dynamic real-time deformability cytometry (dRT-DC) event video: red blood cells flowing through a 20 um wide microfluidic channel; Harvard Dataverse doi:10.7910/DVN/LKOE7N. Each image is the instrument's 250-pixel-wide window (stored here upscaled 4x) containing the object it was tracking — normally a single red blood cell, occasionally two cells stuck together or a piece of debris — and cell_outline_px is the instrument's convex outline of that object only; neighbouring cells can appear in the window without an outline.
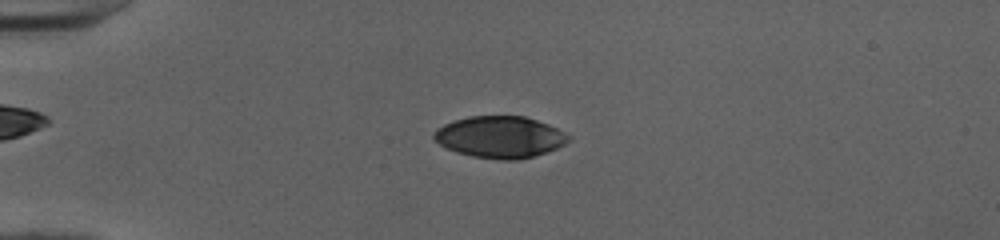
{"species": "human", "species_latin": "Homo sapiens", "temperature_condition": "cold", "stored_images_in_passage": 52, "camera_frame_rate_fps": 3000, "um_per_image_px": 0.085, "donor": {"sex": "female"}, "frame": {"image": 1, "passage_image": 14, "time_ms": 4.333, "image_size_px": [1000, 240], "cell_outline_px": [[572, 136], [564, 144], [556, 148], [532, 156], [516, 160], [500, 160], [472, 156], [456, 152], [440, 144], [432, 136], [436, 128], [452, 120], [468, 116], [524, 116], [548, 124]], "centroid_in_image_um": [42.47, 11.64], "position_along_channel_um": 42.5, "area_um2": 32.54}}
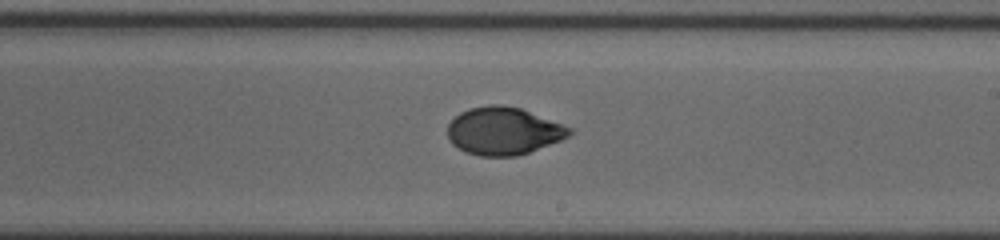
{"frame": {"image": 2, "passage_image": 32, "time_ms": 10.333, "image_size_px": [1000, 240], "cell_outline_px": [[572, 132], [568, 136], [560, 140], [528, 152], [516, 156], [480, 156], [464, 152], [452, 144], [448, 136], [448, 124], [460, 112], [468, 108], [488, 104], [500, 104], [520, 108], [572, 128]], "centroid_in_image_um": [42.75, 11.13], "position_along_channel_um": 246.2, "area_um2": 33.64}}
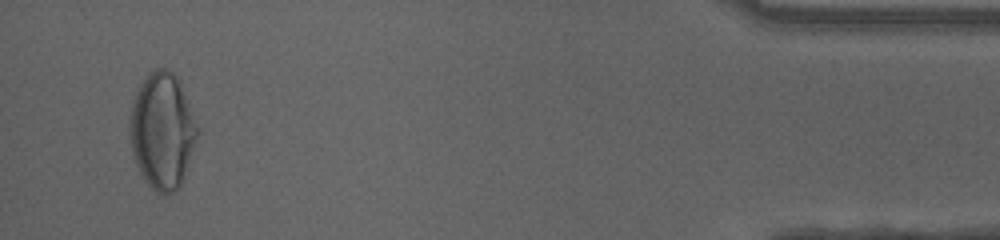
{"frame": {"image": 3, "passage_image": 50, "time_ms": 16.333, "image_size_px": [1000, 240], "cell_outline_px": [[200, 132], [180, 188], [164, 196], [156, 192], [144, 180], [132, 156], [128, 124], [132, 100], [140, 84], [148, 72], [156, 68], [164, 68], [172, 72], [180, 80], [200, 128]], "centroid_in_image_um": [13.8, 11.12], "position_along_channel_um": 421.4, "area_um2": 46.76}, "authors_computed_cell_mechanics": {"area_um2": 33.8419, "velocity_mm_per_s": 4.032, "shape_relaxation_time_tau1_ms": 5.3856, "shape_relaxation_time_tau2_ms": 1.2288, "deformation_change_tau1": 0.1997, "deformation_change_tau2": 0.0377}}